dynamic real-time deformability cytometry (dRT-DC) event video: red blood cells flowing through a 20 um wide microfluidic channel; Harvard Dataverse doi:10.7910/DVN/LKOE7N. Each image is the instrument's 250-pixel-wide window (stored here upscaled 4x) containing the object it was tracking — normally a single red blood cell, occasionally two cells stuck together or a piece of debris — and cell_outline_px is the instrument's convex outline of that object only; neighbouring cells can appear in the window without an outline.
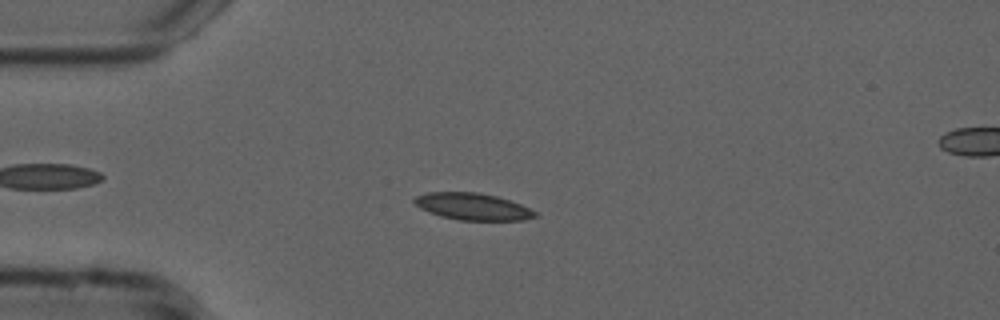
{"species": "common noctule bat (a hibernating species)", "species_latin": "Nyctalus noctula", "temperature_condition": "cold", "stored_images_in_passage": 54, "camera_frame_rate_fps": 3000, "um_per_image_px": 0.085, "animal": {"sex": "male", "forearm_length_mm": 52.5}, "frame": {"image": 1, "passage_image": 14, "time_ms": 4.333, "image_size_px": [1000, 320], "cell_outline_px": [[540, 216], [524, 220], [460, 220], [440, 216], [428, 212], [420, 208], [412, 200], [416, 196], [428, 192], [480, 192], [496, 196], [520, 204], [536, 212]], "centroid_in_image_um": [40.17, 17.56], "position_along_channel_um": 44.8, "area_um2": 18.9}}
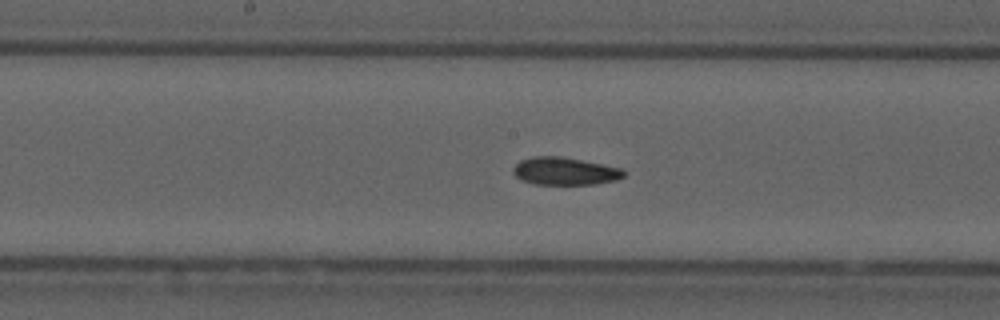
{"frame": {"image": 2, "passage_image": 28, "time_ms": 9.0, "image_size_px": [1000, 320], "cell_outline_px": [[628, 172], [624, 176], [616, 180], [592, 184], [532, 184], [520, 180], [512, 172], [512, 168], [520, 160], [532, 156], [560, 156], [620, 168]], "centroid_in_image_um": [47.96, 14.55], "position_along_channel_um": 200.2, "area_um2": 17.8}}
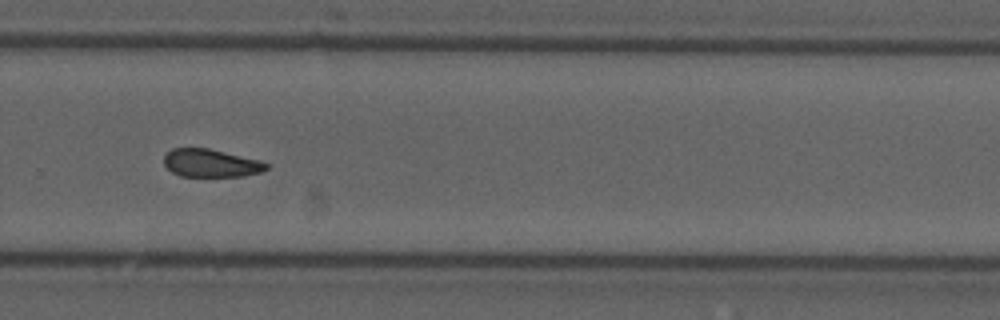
{"frame": {"image": 3, "passage_image": 37, "time_ms": 12.0, "image_size_px": [1000, 320], "cell_outline_px": [[268, 168], [260, 172], [240, 176], [180, 176], [172, 172], [164, 164], [164, 156], [172, 148], [208, 148], [260, 160], [268, 164]], "centroid_in_image_um": [17.91, 13.86], "position_along_channel_um": 311.9, "area_um2": 16.53}, "authors_computed_cell_mechanics": {"area_um2": 18.0914, "velocity_mm_per_s": 3.7418, "shape_relaxation_time_tau1_ms": null, "shape_relaxation_time_tau2_ms": 4.4418, "deformation_change_tau1": null, "deformation_change_tau2": 0.1028}}